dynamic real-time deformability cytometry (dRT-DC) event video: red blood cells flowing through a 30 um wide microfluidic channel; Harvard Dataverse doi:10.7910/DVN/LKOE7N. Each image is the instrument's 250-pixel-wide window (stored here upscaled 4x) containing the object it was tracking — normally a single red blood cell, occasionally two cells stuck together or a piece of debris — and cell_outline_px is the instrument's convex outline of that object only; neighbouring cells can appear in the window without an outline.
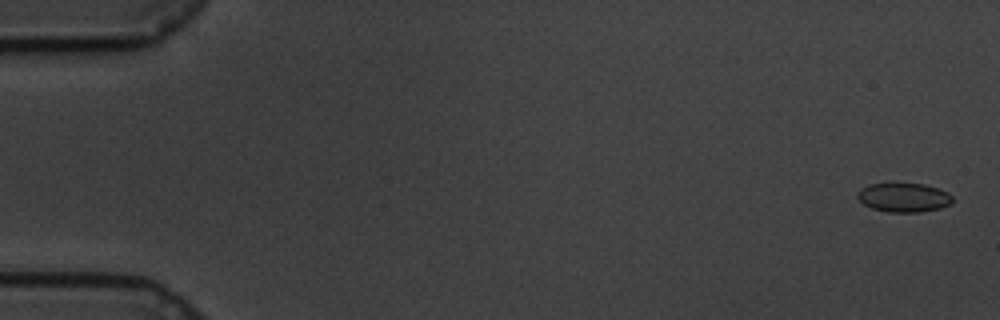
{"species": "common noctule bat (a hibernating species)", "species_latin": "Nyctalus noctula", "temperature_condition": "cold", "stored_images_in_passage": 39, "camera_frame_rate_fps": 3000, "um_per_image_px": 0.085, "animal": {"sex": "male", "body_mass_g": 19.5, "forearm_length_mm": 54.6}, "frame": {"image": 1, "passage_image": 2, "time_ms": 0.333, "image_size_px": [1000, 320], "cell_outline_px": [[952, 204], [940, 208], [920, 212], [888, 212], [872, 208], [864, 204], [856, 196], [856, 192], [860, 188], [868, 184], [924, 184], [940, 188], [948, 192], [952, 196]], "centroid_in_image_um": [76.83, 16.78], "position_along_channel_um": 8.2, "area_um2": 16.18}}
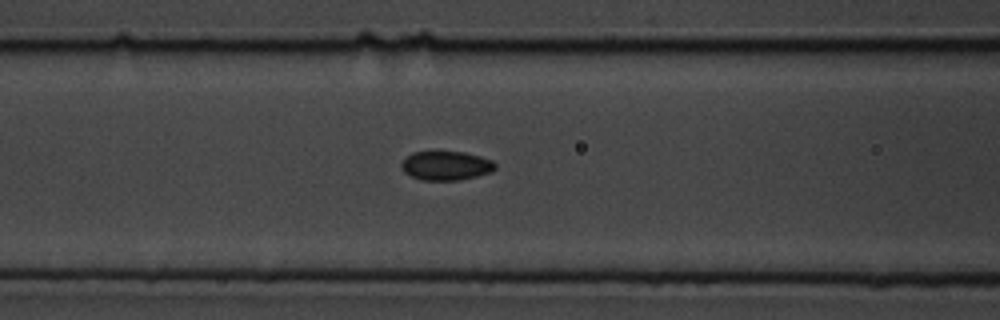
{"frame": {"image": 2, "passage_image": 25, "time_ms": 8.0, "image_size_px": [1000, 320], "cell_outline_px": [[496, 168], [492, 172], [460, 180], [420, 180], [404, 172], [400, 168], [400, 164], [412, 152], [464, 152], [480, 156], [492, 160], [496, 164]], "centroid_in_image_um": [37.92, 14.09], "position_along_channel_um": 128.7, "area_um2": 15.9}}
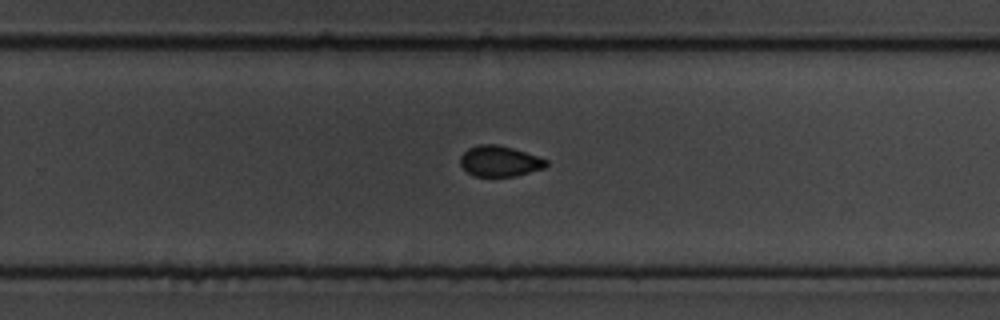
{"frame": {"image": 3, "passage_image": 39, "time_ms": 12.667, "image_size_px": [1000, 320], "cell_outline_px": [[548, 164], [544, 168], [516, 176], [476, 176], [468, 172], [460, 164], [460, 156], [468, 148], [480, 144], [496, 144], [512, 148], [548, 160]], "centroid_in_image_um": [42.46, 13.7], "position_along_channel_um": 287.3, "area_um2": 15.2}}